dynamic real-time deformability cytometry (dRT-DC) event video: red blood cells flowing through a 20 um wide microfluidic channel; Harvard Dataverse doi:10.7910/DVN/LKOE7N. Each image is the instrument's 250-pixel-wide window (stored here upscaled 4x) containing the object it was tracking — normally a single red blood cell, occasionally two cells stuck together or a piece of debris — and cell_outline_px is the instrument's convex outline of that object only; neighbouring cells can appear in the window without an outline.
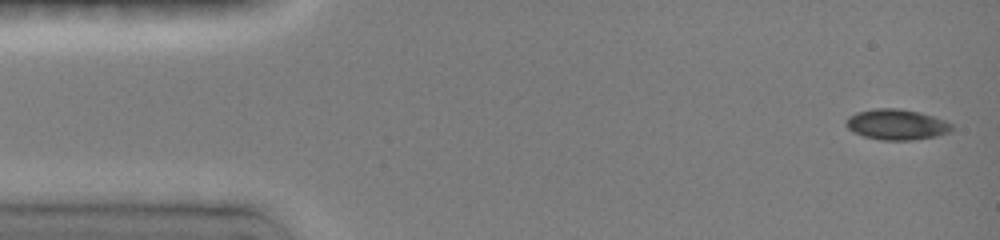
{"species": "common noctule bat (a hibernating species)", "species_latin": "Nyctalus noctula", "temperature_condition": "room temperature", "stored_images_in_passage": 15, "camera_frame_rate_fps": 3000, "um_per_image_px": 0.085, "animal": {"sex": "female", "body_mass_g": 19.0, "forearm_length_mm": 51.5}, "frame": {"image": 1, "passage_image": 1, "time_ms": 0.0, "image_size_px": [1000, 240], "cell_outline_px": [[952, 132], [936, 136], [912, 140], [880, 140], [864, 136], [852, 132], [844, 124], [848, 116], [856, 112], [872, 108], [900, 108], [920, 112], [944, 120], [952, 124]], "centroid_in_image_um": [76.19, 10.58], "position_along_channel_um": 8.8, "area_um2": 19.07}}
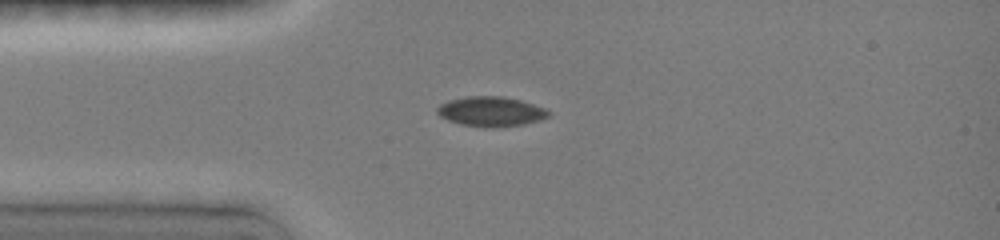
{"frame": {"image": 2, "passage_image": 8, "time_ms": 3.333, "image_size_px": [1000, 240], "cell_outline_px": [[552, 116], [540, 120], [524, 124], [492, 128], [484, 128], [460, 124], [448, 120], [440, 116], [436, 112], [436, 108], [440, 104], [448, 100], [468, 96], [504, 96], [520, 100], [544, 108], [552, 112]], "centroid_in_image_um": [41.74, 9.48], "position_along_channel_um": 43.3, "area_um2": 19.59}}
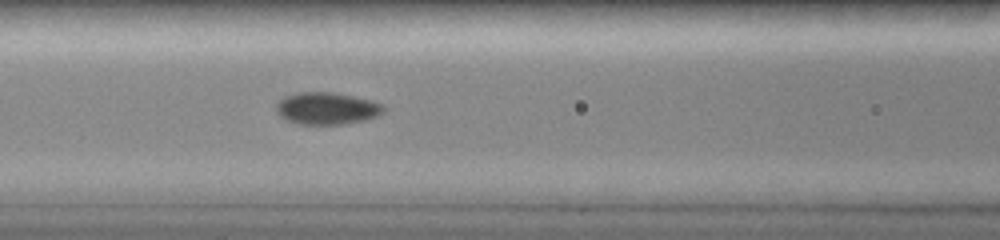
{"frame": {"image": 3, "passage_image": 15, "time_ms": 6.0, "image_size_px": [1000, 240], "cell_outline_px": [[384, 112], [376, 116], [364, 120], [348, 124], [296, 124], [284, 120], [276, 112], [276, 104], [284, 96], [300, 92], [328, 92], [352, 96], [368, 100], [380, 104], [384, 108]], "centroid_in_image_um": [27.71, 9.23], "position_along_channel_um": 138.9, "area_um2": 20.0}}